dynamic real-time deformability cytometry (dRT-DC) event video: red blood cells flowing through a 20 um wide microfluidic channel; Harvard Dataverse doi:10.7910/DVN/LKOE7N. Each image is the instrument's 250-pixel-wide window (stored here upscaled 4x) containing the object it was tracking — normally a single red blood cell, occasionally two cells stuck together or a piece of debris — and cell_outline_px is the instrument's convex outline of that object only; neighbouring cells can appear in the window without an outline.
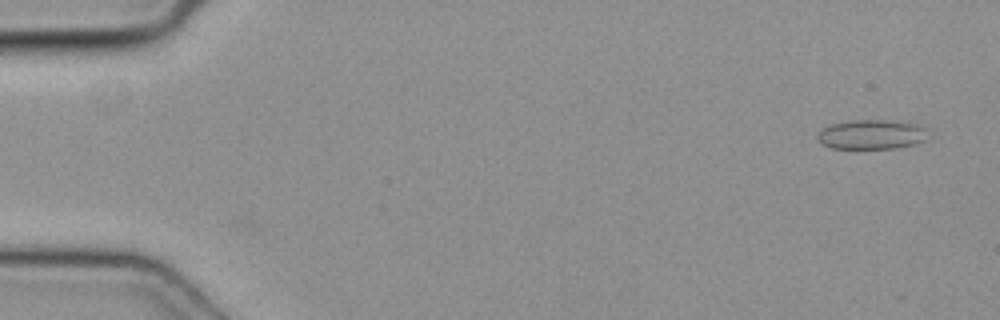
{"species": "common noctule bat (a hibernating species)", "species_latin": "Nyctalus noctula", "temperature_condition": "cold", "stored_images_in_passage": 13, "camera_frame_rate_fps": 3000, "um_per_image_px": 0.085, "animal": {"sex": "female", "body_mass_g": 19.3, "forearm_length_mm": 54.1}, "frame": {"image": 1, "passage_image": 3, "time_ms": 0.667, "image_size_px": [1000, 320], "cell_outline_px": [[928, 128], [924, 140], [912, 144], [896, 148], [832, 148], [824, 144], [816, 136], [824, 128], [832, 124], [852, 120], [884, 120], [920, 124]], "centroid_in_image_um": [74.12, 11.42], "position_along_channel_um": 10.9, "area_um2": 18.73}}